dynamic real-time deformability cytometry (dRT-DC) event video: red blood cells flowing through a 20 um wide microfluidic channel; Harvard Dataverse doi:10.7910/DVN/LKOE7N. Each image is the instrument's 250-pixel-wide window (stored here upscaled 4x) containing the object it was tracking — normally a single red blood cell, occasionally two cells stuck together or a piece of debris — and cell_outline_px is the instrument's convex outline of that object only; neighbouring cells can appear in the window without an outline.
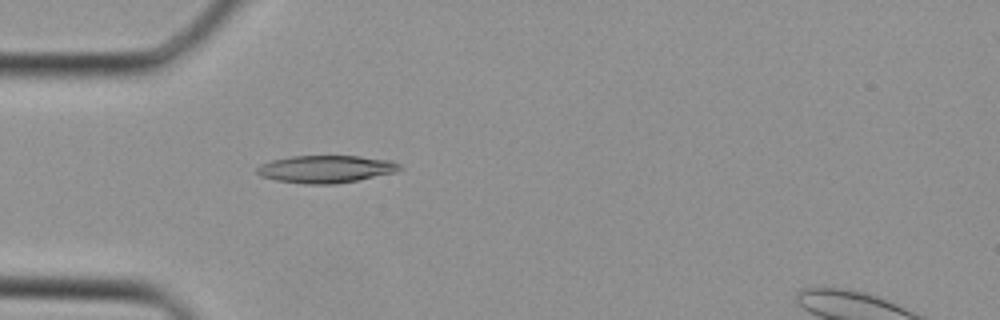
{"species": "Egyptian fruit bat (a non-hibernating species)", "species_latin": "Rousettus aegyptiacus", "temperature_condition": "cold", "stored_images_in_passage": 34, "camera_frame_rate_fps": 3000, "um_per_image_px": 0.085, "animal": {"sex": "female"}, "frame": {"image": 1, "passage_image": 10, "time_ms": 3.0, "image_size_px": [1000, 320], "cell_outline_px": [[404, 168], [396, 172], [336, 184], [304, 184], [276, 180], [260, 176], [256, 172], [256, 168], [260, 164], [272, 160], [292, 156], [360, 156], [392, 160], [400, 164]], "centroid_in_image_um": [27.71, 14.37], "position_along_channel_um": 57.3, "area_um2": 22.95}}
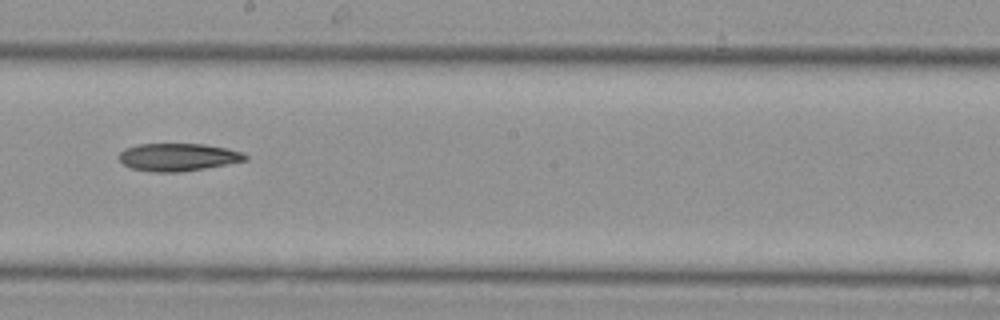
{"frame": {"image": 2, "passage_image": 20, "time_ms": 6.333, "image_size_px": [1000, 320], "cell_outline_px": [[248, 160], [204, 168], [180, 172], [152, 172], [132, 168], [124, 164], [116, 156], [124, 148], [136, 144], [204, 144], [244, 152], [248, 156]], "centroid_in_image_um": [15.1, 13.35], "position_along_channel_um": 233.1, "area_um2": 20.4}}
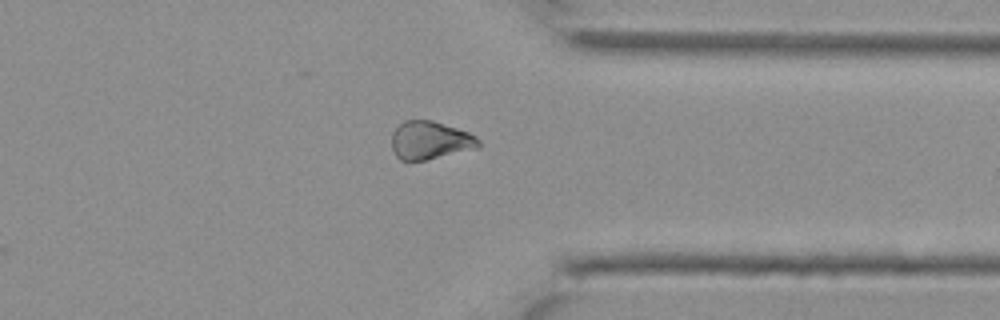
{"frame": {"image": 3, "passage_image": 28, "time_ms": 9.0, "image_size_px": [1000, 320], "cell_outline_px": [[480, 148], [408, 164], [400, 160], [396, 156], [392, 148], [392, 132], [404, 120], [432, 120], [468, 132], [476, 136], [480, 140]], "centroid_in_image_um": [36.55, 11.97], "position_along_channel_um": 374.9, "area_um2": 19.77}}